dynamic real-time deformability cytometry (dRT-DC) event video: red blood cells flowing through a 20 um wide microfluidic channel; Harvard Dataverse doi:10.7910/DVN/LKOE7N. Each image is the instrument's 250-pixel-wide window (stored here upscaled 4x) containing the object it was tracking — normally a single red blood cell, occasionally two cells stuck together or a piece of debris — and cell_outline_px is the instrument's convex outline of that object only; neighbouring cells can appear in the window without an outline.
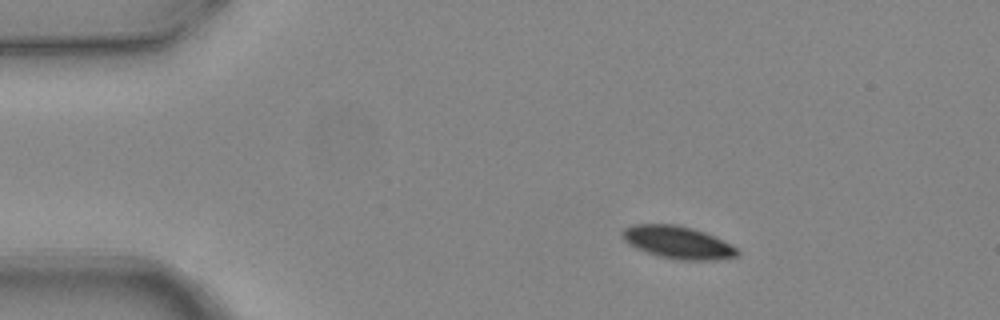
{"species": "common noctule bat (a hibernating species)", "species_latin": "Nyctalus noctula", "temperature_condition": "warm", "stored_images_in_passage": 3, "camera_frame_rate_fps": 3000, "um_per_image_px": 0.085, "animal": {"sex": "female", "body_mass_g": 24.6, "forearm_length_mm": 56.2}, "frame": {"image": 1, "passage_image": 1, "time_ms": 0.0, "image_size_px": [1000, 320], "cell_outline_px": [[740, 256], [716, 260], [680, 260], [656, 256], [636, 248], [628, 244], [624, 240], [620, 232], [624, 228], [632, 224], [676, 224], [692, 228], [704, 232], [736, 248], [740, 252]], "centroid_in_image_um": [57.57, 20.61], "position_along_channel_um": 27.4, "area_um2": 21.85}}